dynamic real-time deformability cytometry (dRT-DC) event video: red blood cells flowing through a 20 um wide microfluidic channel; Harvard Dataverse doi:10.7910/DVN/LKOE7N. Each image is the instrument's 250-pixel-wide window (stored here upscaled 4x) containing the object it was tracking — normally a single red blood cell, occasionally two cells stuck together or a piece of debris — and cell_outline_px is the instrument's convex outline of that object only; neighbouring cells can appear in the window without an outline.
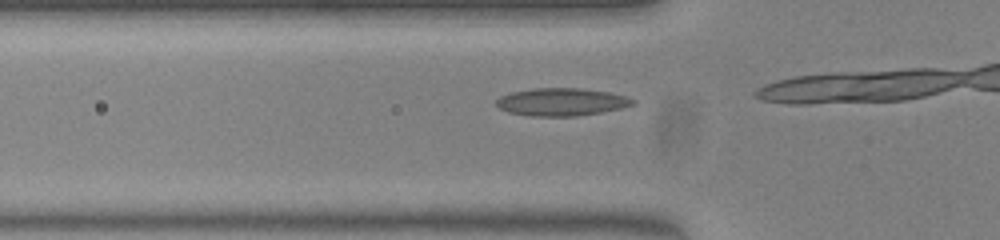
{"species": "common noctule bat (a hibernating species)", "species_latin": "Nyctalus noctula", "temperature_condition": "warm", "stored_images_in_passage": 10, "camera_frame_rate_fps": 3000, "um_per_image_px": 0.085, "animal": {"sex": "female", "body_mass_g": 23.0, "forearm_length_mm": 53.4}, "frame": {"image": 1, "passage_image": 6, "time_ms": 1.667, "image_size_px": [1000, 240], "cell_outline_px": [[636, 104], [620, 108], [600, 112], [576, 116], [532, 116], [508, 112], [500, 108], [496, 104], [496, 100], [500, 96], [512, 92], [532, 88], [580, 88], [608, 92], [624, 96], [636, 100]], "centroid_in_image_um": [47.72, 8.66], "position_along_channel_um": 78.1, "area_um2": 21.91}}